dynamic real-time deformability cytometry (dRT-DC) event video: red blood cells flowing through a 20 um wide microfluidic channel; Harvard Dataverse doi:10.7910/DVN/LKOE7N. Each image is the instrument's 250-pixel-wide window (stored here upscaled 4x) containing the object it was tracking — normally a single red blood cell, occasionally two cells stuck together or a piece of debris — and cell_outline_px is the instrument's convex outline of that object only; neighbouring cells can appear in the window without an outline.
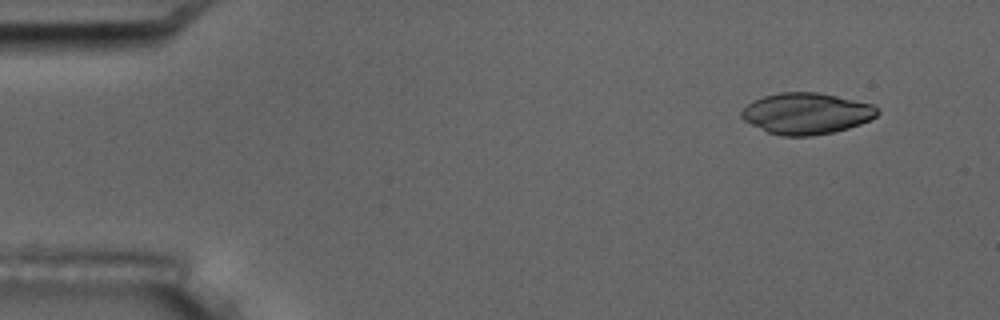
{"species": "common noctule bat (a hibernating species)", "species_latin": "Nyctalus noctula", "temperature_condition": "room temperature", "stored_images_in_passage": 5, "camera_frame_rate_fps": 3000, "um_per_image_px": 0.085, "animal": {"sex": "male", "body_mass_g": 17.5, "forearm_length_mm": 52.3}, "frame": {"image": 1, "passage_image": 2, "time_ms": 1.333, "image_size_px": [1000, 320], "cell_outline_px": [[880, 112], [876, 116], [860, 124], [848, 128], [832, 132], [812, 136], [780, 136], [768, 132], [744, 120], [740, 116], [740, 112], [752, 100], [764, 96], [780, 92], [816, 92], [836, 96], [872, 104]], "centroid_in_image_um": [68.52, 9.64], "position_along_channel_um": 16.5, "area_um2": 32.48}}